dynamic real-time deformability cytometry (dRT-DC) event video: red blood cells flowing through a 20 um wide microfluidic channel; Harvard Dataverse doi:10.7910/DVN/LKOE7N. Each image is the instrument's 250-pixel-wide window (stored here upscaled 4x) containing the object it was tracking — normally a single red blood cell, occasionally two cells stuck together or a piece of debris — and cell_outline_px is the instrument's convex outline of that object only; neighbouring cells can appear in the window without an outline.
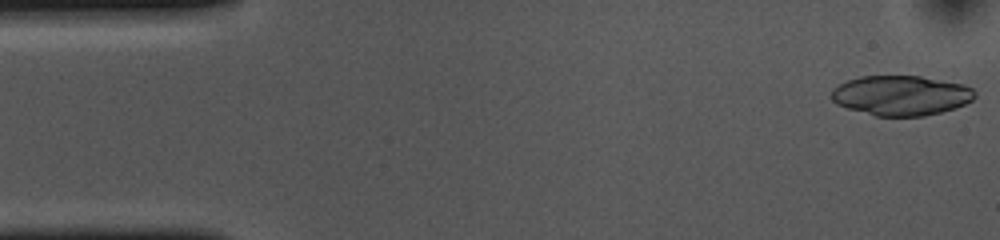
{"species": "common noctule bat (a hibernating species)", "species_latin": "Nyctalus noctula", "temperature_condition": "cold", "stored_images_in_passage": 11, "camera_frame_rate_fps": 3000, "um_per_image_px": 0.085, "animal": {"sex": "female", "body_mass_g": 10.0, "forearm_length_mm": 53.1}, "frame": {"image": 1, "passage_image": 1, "time_ms": 0.0, "image_size_px": [1000, 240], "cell_outline_px": [[976, 96], [972, 100], [956, 108], [924, 116], [876, 116], [848, 108], [836, 104], [832, 100], [832, 88], [848, 80], [860, 76], [920, 76], [964, 84], [972, 88], [976, 92]], "centroid_in_image_um": [76.6, 8.11], "position_along_channel_um": 8.4, "area_um2": 33.35}}